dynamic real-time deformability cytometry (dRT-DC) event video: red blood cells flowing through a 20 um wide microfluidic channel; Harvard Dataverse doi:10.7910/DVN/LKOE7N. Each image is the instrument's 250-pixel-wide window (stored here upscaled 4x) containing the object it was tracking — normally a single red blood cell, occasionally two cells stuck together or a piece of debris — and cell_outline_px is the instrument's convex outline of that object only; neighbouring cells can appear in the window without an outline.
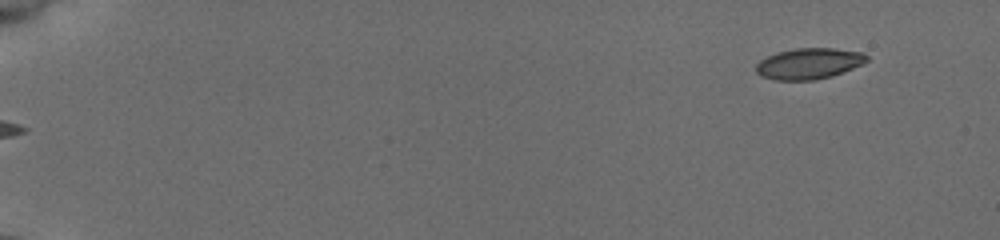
{"species": "common noctule bat (a hibernating species)", "species_latin": "Nyctalus noctula", "temperature_condition": "cold", "stored_images_in_passage": 51, "camera_frame_rate_fps": 3000, "um_per_image_px": 0.085, "animal": {"sex": "female", "body_mass_g": 19.5, "forearm_length_mm": 54.1}, "frame": {"image": 1, "passage_image": 1, "time_ms": 0.0, "image_size_px": [1000, 240], "cell_outline_px": [[868, 60], [852, 68], [832, 76], [812, 80], [776, 80], [760, 76], [756, 72], [756, 64], [760, 60], [776, 52], [796, 48], [832, 48], [864, 52], [868, 56]], "centroid_in_image_um": [68.74, 5.4], "position_along_channel_um": 16.3, "area_um2": 19.94}}
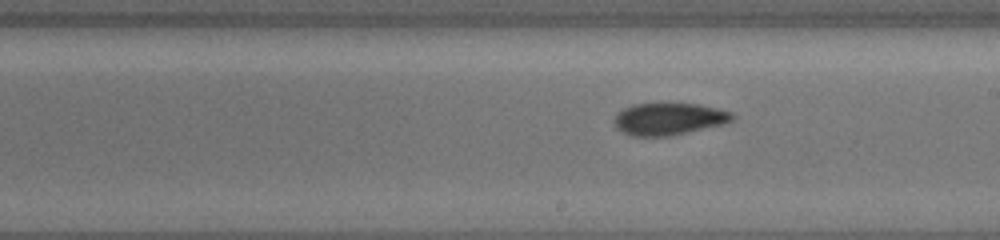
{"frame": {"image": 2, "passage_image": 30, "time_ms": 9.667, "image_size_px": [1000, 240], "cell_outline_px": [[736, 116], [732, 120], [724, 124], [668, 136], [632, 136], [616, 128], [612, 120], [624, 108], [632, 104], [696, 104], [716, 108], [732, 112]], "centroid_in_image_um": [56.85, 10.11], "position_along_channel_um": 232.2, "area_um2": 21.85}}
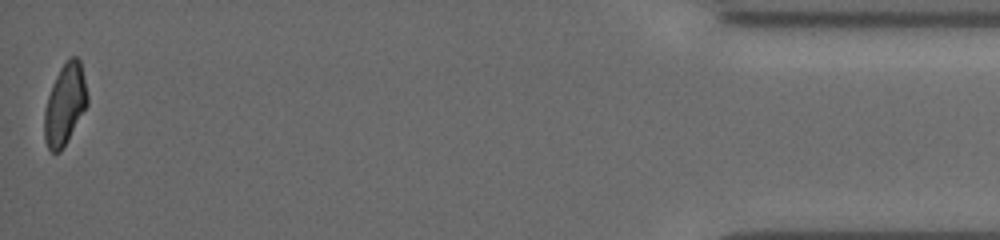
{"frame": {"image": 3, "passage_image": 51, "time_ms": 16.667, "image_size_px": [1000, 240], "cell_outline_px": [[88, 104], [68, 140], [60, 152], [52, 152], [48, 148], [44, 140], [44, 108], [52, 84], [60, 68], [68, 56], [76, 56], [80, 60], [88, 96]], "centroid_in_image_um": [5.51, 8.86], "position_along_channel_um": 429.7, "area_um2": 20.4}, "authors_computed_cell_mechanics": {"area_um2": 21.097, "velocity_mm_per_s": 3.8825, "shape_relaxation_time_tau1_ms": 6.9252, "shape_relaxation_time_tau2_ms": 2.8561, "deformation_change_tau1": 0.1639, "deformation_change_tau2": 0.0698}}